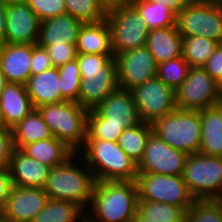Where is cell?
<instances>
[{"label":"cell","mask_w":222,"mask_h":222,"mask_svg":"<svg viewBox=\"0 0 222 222\" xmlns=\"http://www.w3.org/2000/svg\"><path fill=\"white\" fill-rule=\"evenodd\" d=\"M182 177L195 200L222 199V157L188 155Z\"/></svg>","instance_id":"cell-9"},{"label":"cell","mask_w":222,"mask_h":222,"mask_svg":"<svg viewBox=\"0 0 222 222\" xmlns=\"http://www.w3.org/2000/svg\"><path fill=\"white\" fill-rule=\"evenodd\" d=\"M186 222H222L220 200H195L185 212Z\"/></svg>","instance_id":"cell-36"},{"label":"cell","mask_w":222,"mask_h":222,"mask_svg":"<svg viewBox=\"0 0 222 222\" xmlns=\"http://www.w3.org/2000/svg\"><path fill=\"white\" fill-rule=\"evenodd\" d=\"M218 89L222 92V76L221 78L217 81Z\"/></svg>","instance_id":"cell-50"},{"label":"cell","mask_w":222,"mask_h":222,"mask_svg":"<svg viewBox=\"0 0 222 222\" xmlns=\"http://www.w3.org/2000/svg\"><path fill=\"white\" fill-rule=\"evenodd\" d=\"M152 125L146 122H140L131 128H126L120 135L117 144L119 147L137 164L143 157L146 143Z\"/></svg>","instance_id":"cell-29"},{"label":"cell","mask_w":222,"mask_h":222,"mask_svg":"<svg viewBox=\"0 0 222 222\" xmlns=\"http://www.w3.org/2000/svg\"><path fill=\"white\" fill-rule=\"evenodd\" d=\"M137 204L135 181H97L89 205L93 210L86 218L90 222H131Z\"/></svg>","instance_id":"cell-1"},{"label":"cell","mask_w":222,"mask_h":222,"mask_svg":"<svg viewBox=\"0 0 222 222\" xmlns=\"http://www.w3.org/2000/svg\"><path fill=\"white\" fill-rule=\"evenodd\" d=\"M76 59L81 74L79 104L95 109L119 88L114 55L77 53Z\"/></svg>","instance_id":"cell-2"},{"label":"cell","mask_w":222,"mask_h":222,"mask_svg":"<svg viewBox=\"0 0 222 222\" xmlns=\"http://www.w3.org/2000/svg\"><path fill=\"white\" fill-rule=\"evenodd\" d=\"M0 222H11V221H9V220L3 218V217L0 215Z\"/></svg>","instance_id":"cell-51"},{"label":"cell","mask_w":222,"mask_h":222,"mask_svg":"<svg viewBox=\"0 0 222 222\" xmlns=\"http://www.w3.org/2000/svg\"><path fill=\"white\" fill-rule=\"evenodd\" d=\"M58 74L62 98L65 101L77 102L79 104L81 74L77 59L58 67Z\"/></svg>","instance_id":"cell-35"},{"label":"cell","mask_w":222,"mask_h":222,"mask_svg":"<svg viewBox=\"0 0 222 222\" xmlns=\"http://www.w3.org/2000/svg\"><path fill=\"white\" fill-rule=\"evenodd\" d=\"M187 154L176 150L150 133L142 159L137 164L138 173L182 175Z\"/></svg>","instance_id":"cell-13"},{"label":"cell","mask_w":222,"mask_h":222,"mask_svg":"<svg viewBox=\"0 0 222 222\" xmlns=\"http://www.w3.org/2000/svg\"><path fill=\"white\" fill-rule=\"evenodd\" d=\"M82 24L67 13L41 21L37 44L63 45L76 43Z\"/></svg>","instance_id":"cell-21"},{"label":"cell","mask_w":222,"mask_h":222,"mask_svg":"<svg viewBox=\"0 0 222 222\" xmlns=\"http://www.w3.org/2000/svg\"><path fill=\"white\" fill-rule=\"evenodd\" d=\"M40 19L23 0L7 5L4 43L37 44Z\"/></svg>","instance_id":"cell-15"},{"label":"cell","mask_w":222,"mask_h":222,"mask_svg":"<svg viewBox=\"0 0 222 222\" xmlns=\"http://www.w3.org/2000/svg\"><path fill=\"white\" fill-rule=\"evenodd\" d=\"M131 4L141 14L149 31L176 26V14L166 6L147 0H134Z\"/></svg>","instance_id":"cell-30"},{"label":"cell","mask_w":222,"mask_h":222,"mask_svg":"<svg viewBox=\"0 0 222 222\" xmlns=\"http://www.w3.org/2000/svg\"><path fill=\"white\" fill-rule=\"evenodd\" d=\"M77 154L74 153L64 163L50 169L43 189L49 199L70 201L90 212L87 208L96 180L87 165L81 168L85 162L76 164L74 159Z\"/></svg>","instance_id":"cell-3"},{"label":"cell","mask_w":222,"mask_h":222,"mask_svg":"<svg viewBox=\"0 0 222 222\" xmlns=\"http://www.w3.org/2000/svg\"><path fill=\"white\" fill-rule=\"evenodd\" d=\"M151 125L152 132L172 148L187 155L199 153L201 146L200 111L175 108Z\"/></svg>","instance_id":"cell-6"},{"label":"cell","mask_w":222,"mask_h":222,"mask_svg":"<svg viewBox=\"0 0 222 222\" xmlns=\"http://www.w3.org/2000/svg\"><path fill=\"white\" fill-rule=\"evenodd\" d=\"M170 8L175 14L182 10L191 0H147Z\"/></svg>","instance_id":"cell-44"},{"label":"cell","mask_w":222,"mask_h":222,"mask_svg":"<svg viewBox=\"0 0 222 222\" xmlns=\"http://www.w3.org/2000/svg\"><path fill=\"white\" fill-rule=\"evenodd\" d=\"M11 131L14 149H21L29 143L53 137L48 125L35 108Z\"/></svg>","instance_id":"cell-27"},{"label":"cell","mask_w":222,"mask_h":222,"mask_svg":"<svg viewBox=\"0 0 222 222\" xmlns=\"http://www.w3.org/2000/svg\"><path fill=\"white\" fill-rule=\"evenodd\" d=\"M117 66L118 86L131 90L157 77L158 64L146 46L114 56Z\"/></svg>","instance_id":"cell-14"},{"label":"cell","mask_w":222,"mask_h":222,"mask_svg":"<svg viewBox=\"0 0 222 222\" xmlns=\"http://www.w3.org/2000/svg\"><path fill=\"white\" fill-rule=\"evenodd\" d=\"M182 56L190 67H203L219 43L205 37H182Z\"/></svg>","instance_id":"cell-31"},{"label":"cell","mask_w":222,"mask_h":222,"mask_svg":"<svg viewBox=\"0 0 222 222\" xmlns=\"http://www.w3.org/2000/svg\"><path fill=\"white\" fill-rule=\"evenodd\" d=\"M40 21L66 14L64 0H23Z\"/></svg>","instance_id":"cell-38"},{"label":"cell","mask_w":222,"mask_h":222,"mask_svg":"<svg viewBox=\"0 0 222 222\" xmlns=\"http://www.w3.org/2000/svg\"><path fill=\"white\" fill-rule=\"evenodd\" d=\"M1 128H4V126H3V123H2L1 117H0V129H1Z\"/></svg>","instance_id":"cell-52"},{"label":"cell","mask_w":222,"mask_h":222,"mask_svg":"<svg viewBox=\"0 0 222 222\" xmlns=\"http://www.w3.org/2000/svg\"><path fill=\"white\" fill-rule=\"evenodd\" d=\"M25 155L54 168L64 163L75 152L54 136L24 145L20 149Z\"/></svg>","instance_id":"cell-26"},{"label":"cell","mask_w":222,"mask_h":222,"mask_svg":"<svg viewBox=\"0 0 222 222\" xmlns=\"http://www.w3.org/2000/svg\"><path fill=\"white\" fill-rule=\"evenodd\" d=\"M36 109L55 138L75 153L84 147L87 137V109L71 101L46 104Z\"/></svg>","instance_id":"cell-5"},{"label":"cell","mask_w":222,"mask_h":222,"mask_svg":"<svg viewBox=\"0 0 222 222\" xmlns=\"http://www.w3.org/2000/svg\"><path fill=\"white\" fill-rule=\"evenodd\" d=\"M80 152L78 155H84L81 160H85L96 182L136 180L137 163L116 142L86 139Z\"/></svg>","instance_id":"cell-4"},{"label":"cell","mask_w":222,"mask_h":222,"mask_svg":"<svg viewBox=\"0 0 222 222\" xmlns=\"http://www.w3.org/2000/svg\"><path fill=\"white\" fill-rule=\"evenodd\" d=\"M53 67L48 52L38 44H32L31 75H37Z\"/></svg>","instance_id":"cell-40"},{"label":"cell","mask_w":222,"mask_h":222,"mask_svg":"<svg viewBox=\"0 0 222 222\" xmlns=\"http://www.w3.org/2000/svg\"><path fill=\"white\" fill-rule=\"evenodd\" d=\"M205 71L217 82L222 76V44H219L212 56L203 66Z\"/></svg>","instance_id":"cell-42"},{"label":"cell","mask_w":222,"mask_h":222,"mask_svg":"<svg viewBox=\"0 0 222 222\" xmlns=\"http://www.w3.org/2000/svg\"><path fill=\"white\" fill-rule=\"evenodd\" d=\"M49 198L43 188L14 186L0 215L11 222H31Z\"/></svg>","instance_id":"cell-16"},{"label":"cell","mask_w":222,"mask_h":222,"mask_svg":"<svg viewBox=\"0 0 222 222\" xmlns=\"http://www.w3.org/2000/svg\"><path fill=\"white\" fill-rule=\"evenodd\" d=\"M106 20L110 28L114 56L146 46L149 29L131 3L108 7Z\"/></svg>","instance_id":"cell-7"},{"label":"cell","mask_w":222,"mask_h":222,"mask_svg":"<svg viewBox=\"0 0 222 222\" xmlns=\"http://www.w3.org/2000/svg\"><path fill=\"white\" fill-rule=\"evenodd\" d=\"M13 187L8 167L0 168V211L4 208Z\"/></svg>","instance_id":"cell-43"},{"label":"cell","mask_w":222,"mask_h":222,"mask_svg":"<svg viewBox=\"0 0 222 222\" xmlns=\"http://www.w3.org/2000/svg\"><path fill=\"white\" fill-rule=\"evenodd\" d=\"M40 46L46 49L53 66L56 68L65 65L67 62L75 60L77 57L76 43Z\"/></svg>","instance_id":"cell-39"},{"label":"cell","mask_w":222,"mask_h":222,"mask_svg":"<svg viewBox=\"0 0 222 222\" xmlns=\"http://www.w3.org/2000/svg\"><path fill=\"white\" fill-rule=\"evenodd\" d=\"M135 182L138 201L172 204L185 212L195 201L182 175L138 173Z\"/></svg>","instance_id":"cell-10"},{"label":"cell","mask_w":222,"mask_h":222,"mask_svg":"<svg viewBox=\"0 0 222 222\" xmlns=\"http://www.w3.org/2000/svg\"><path fill=\"white\" fill-rule=\"evenodd\" d=\"M59 85L58 68L54 66L40 74L31 75L25 86L33 108L65 101Z\"/></svg>","instance_id":"cell-22"},{"label":"cell","mask_w":222,"mask_h":222,"mask_svg":"<svg viewBox=\"0 0 222 222\" xmlns=\"http://www.w3.org/2000/svg\"><path fill=\"white\" fill-rule=\"evenodd\" d=\"M67 14L83 24L106 19L108 7L102 0H64Z\"/></svg>","instance_id":"cell-32"},{"label":"cell","mask_w":222,"mask_h":222,"mask_svg":"<svg viewBox=\"0 0 222 222\" xmlns=\"http://www.w3.org/2000/svg\"><path fill=\"white\" fill-rule=\"evenodd\" d=\"M20 0H0V3L5 4V5H10L14 2H18Z\"/></svg>","instance_id":"cell-49"},{"label":"cell","mask_w":222,"mask_h":222,"mask_svg":"<svg viewBox=\"0 0 222 222\" xmlns=\"http://www.w3.org/2000/svg\"><path fill=\"white\" fill-rule=\"evenodd\" d=\"M179 222H186V218L184 217L181 221Z\"/></svg>","instance_id":"cell-54"},{"label":"cell","mask_w":222,"mask_h":222,"mask_svg":"<svg viewBox=\"0 0 222 222\" xmlns=\"http://www.w3.org/2000/svg\"><path fill=\"white\" fill-rule=\"evenodd\" d=\"M183 38L176 26L150 30L146 47L157 64L182 56Z\"/></svg>","instance_id":"cell-23"},{"label":"cell","mask_w":222,"mask_h":222,"mask_svg":"<svg viewBox=\"0 0 222 222\" xmlns=\"http://www.w3.org/2000/svg\"><path fill=\"white\" fill-rule=\"evenodd\" d=\"M218 1H219L220 5H221V7H222V0H218Z\"/></svg>","instance_id":"cell-55"},{"label":"cell","mask_w":222,"mask_h":222,"mask_svg":"<svg viewBox=\"0 0 222 222\" xmlns=\"http://www.w3.org/2000/svg\"><path fill=\"white\" fill-rule=\"evenodd\" d=\"M200 154L222 157V106L220 104L200 110Z\"/></svg>","instance_id":"cell-25"},{"label":"cell","mask_w":222,"mask_h":222,"mask_svg":"<svg viewBox=\"0 0 222 222\" xmlns=\"http://www.w3.org/2000/svg\"><path fill=\"white\" fill-rule=\"evenodd\" d=\"M137 212L151 222H179L185 217V211L172 204L138 201Z\"/></svg>","instance_id":"cell-34"},{"label":"cell","mask_w":222,"mask_h":222,"mask_svg":"<svg viewBox=\"0 0 222 222\" xmlns=\"http://www.w3.org/2000/svg\"><path fill=\"white\" fill-rule=\"evenodd\" d=\"M8 169L14 186L44 188L51 168L14 149Z\"/></svg>","instance_id":"cell-18"},{"label":"cell","mask_w":222,"mask_h":222,"mask_svg":"<svg viewBox=\"0 0 222 222\" xmlns=\"http://www.w3.org/2000/svg\"><path fill=\"white\" fill-rule=\"evenodd\" d=\"M131 222H151L150 220H147L143 218L138 212L133 216L131 219Z\"/></svg>","instance_id":"cell-47"},{"label":"cell","mask_w":222,"mask_h":222,"mask_svg":"<svg viewBox=\"0 0 222 222\" xmlns=\"http://www.w3.org/2000/svg\"><path fill=\"white\" fill-rule=\"evenodd\" d=\"M106 123L124 124L131 128L141 122L131 90L118 88L96 108Z\"/></svg>","instance_id":"cell-20"},{"label":"cell","mask_w":222,"mask_h":222,"mask_svg":"<svg viewBox=\"0 0 222 222\" xmlns=\"http://www.w3.org/2000/svg\"><path fill=\"white\" fill-rule=\"evenodd\" d=\"M222 92L203 67H190L182 85L175 90L176 108L203 110L220 103Z\"/></svg>","instance_id":"cell-11"},{"label":"cell","mask_w":222,"mask_h":222,"mask_svg":"<svg viewBox=\"0 0 222 222\" xmlns=\"http://www.w3.org/2000/svg\"><path fill=\"white\" fill-rule=\"evenodd\" d=\"M85 217L86 213L79 205L70 201L49 199L31 222H77Z\"/></svg>","instance_id":"cell-28"},{"label":"cell","mask_w":222,"mask_h":222,"mask_svg":"<svg viewBox=\"0 0 222 222\" xmlns=\"http://www.w3.org/2000/svg\"><path fill=\"white\" fill-rule=\"evenodd\" d=\"M7 80L4 76V74L2 73L1 69H0V92L4 89V87L7 85Z\"/></svg>","instance_id":"cell-48"},{"label":"cell","mask_w":222,"mask_h":222,"mask_svg":"<svg viewBox=\"0 0 222 222\" xmlns=\"http://www.w3.org/2000/svg\"><path fill=\"white\" fill-rule=\"evenodd\" d=\"M102 1L107 7H110L116 4L132 3L134 0H102Z\"/></svg>","instance_id":"cell-46"},{"label":"cell","mask_w":222,"mask_h":222,"mask_svg":"<svg viewBox=\"0 0 222 222\" xmlns=\"http://www.w3.org/2000/svg\"><path fill=\"white\" fill-rule=\"evenodd\" d=\"M32 44H1L0 69L7 83L26 85L31 76Z\"/></svg>","instance_id":"cell-17"},{"label":"cell","mask_w":222,"mask_h":222,"mask_svg":"<svg viewBox=\"0 0 222 222\" xmlns=\"http://www.w3.org/2000/svg\"><path fill=\"white\" fill-rule=\"evenodd\" d=\"M7 5L0 3V45L4 44Z\"/></svg>","instance_id":"cell-45"},{"label":"cell","mask_w":222,"mask_h":222,"mask_svg":"<svg viewBox=\"0 0 222 222\" xmlns=\"http://www.w3.org/2000/svg\"><path fill=\"white\" fill-rule=\"evenodd\" d=\"M14 150L12 131L7 128L0 129V168L9 166V161Z\"/></svg>","instance_id":"cell-41"},{"label":"cell","mask_w":222,"mask_h":222,"mask_svg":"<svg viewBox=\"0 0 222 222\" xmlns=\"http://www.w3.org/2000/svg\"><path fill=\"white\" fill-rule=\"evenodd\" d=\"M182 37L201 36L222 44V7L218 0H191L176 14Z\"/></svg>","instance_id":"cell-8"},{"label":"cell","mask_w":222,"mask_h":222,"mask_svg":"<svg viewBox=\"0 0 222 222\" xmlns=\"http://www.w3.org/2000/svg\"><path fill=\"white\" fill-rule=\"evenodd\" d=\"M33 109L25 85L8 83L0 92V117L4 128L11 130Z\"/></svg>","instance_id":"cell-19"},{"label":"cell","mask_w":222,"mask_h":222,"mask_svg":"<svg viewBox=\"0 0 222 222\" xmlns=\"http://www.w3.org/2000/svg\"><path fill=\"white\" fill-rule=\"evenodd\" d=\"M141 122L152 124L176 108L175 91L155 77L131 89Z\"/></svg>","instance_id":"cell-12"},{"label":"cell","mask_w":222,"mask_h":222,"mask_svg":"<svg viewBox=\"0 0 222 222\" xmlns=\"http://www.w3.org/2000/svg\"><path fill=\"white\" fill-rule=\"evenodd\" d=\"M189 69V64L181 56L158 64L157 77L175 91L186 79Z\"/></svg>","instance_id":"cell-37"},{"label":"cell","mask_w":222,"mask_h":222,"mask_svg":"<svg viewBox=\"0 0 222 222\" xmlns=\"http://www.w3.org/2000/svg\"><path fill=\"white\" fill-rule=\"evenodd\" d=\"M126 129L124 124L106 123V118L95 108L88 110L87 137L116 142Z\"/></svg>","instance_id":"cell-33"},{"label":"cell","mask_w":222,"mask_h":222,"mask_svg":"<svg viewBox=\"0 0 222 222\" xmlns=\"http://www.w3.org/2000/svg\"><path fill=\"white\" fill-rule=\"evenodd\" d=\"M78 222H81V221H78ZM82 222H90L86 217L84 220H82Z\"/></svg>","instance_id":"cell-53"},{"label":"cell","mask_w":222,"mask_h":222,"mask_svg":"<svg viewBox=\"0 0 222 222\" xmlns=\"http://www.w3.org/2000/svg\"><path fill=\"white\" fill-rule=\"evenodd\" d=\"M76 50L79 54L114 55L107 20L82 24L77 37Z\"/></svg>","instance_id":"cell-24"}]
</instances>
